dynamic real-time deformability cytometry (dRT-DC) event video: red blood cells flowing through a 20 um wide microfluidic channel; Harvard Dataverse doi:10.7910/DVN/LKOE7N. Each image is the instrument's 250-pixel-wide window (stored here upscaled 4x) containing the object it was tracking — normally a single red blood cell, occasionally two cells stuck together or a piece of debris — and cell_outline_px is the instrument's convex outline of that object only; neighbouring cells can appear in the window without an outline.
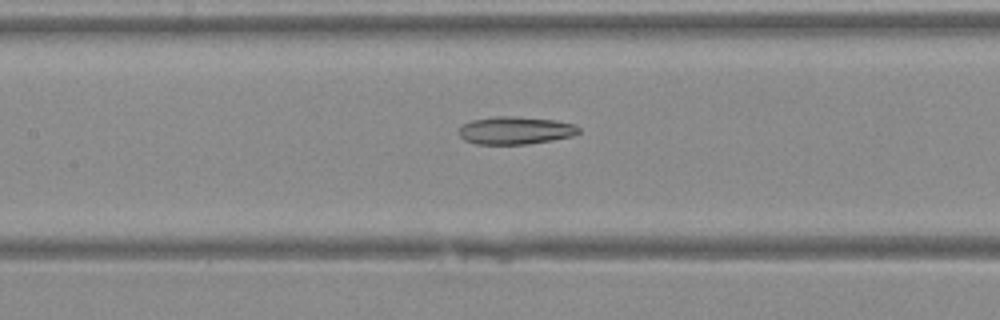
{"species": "Egyptian fruit bat (a non-hibernating species)", "species_latin": "Rousettus aegyptiacus", "temperature_condition": "warm", "stored_images_in_passage": 35, "camera_frame_rate_fps": 3000, "um_per_image_px": 0.085, "animal": {"sex": "female"}, "frame": {"image": 1, "passage_image": 13, "time_ms": 4.0, "image_size_px": [1000, 320], "cell_outline_px": [[580, 132], [572, 136], [552, 140], [524, 144], [476, 144], [464, 140], [456, 132], [460, 124], [472, 120], [496, 116], [516, 116], [556, 120], [572, 124], [580, 128]], "centroid_in_image_um": [43.74, 11.08], "position_along_channel_um": 163.7, "area_um2": 19.54}}
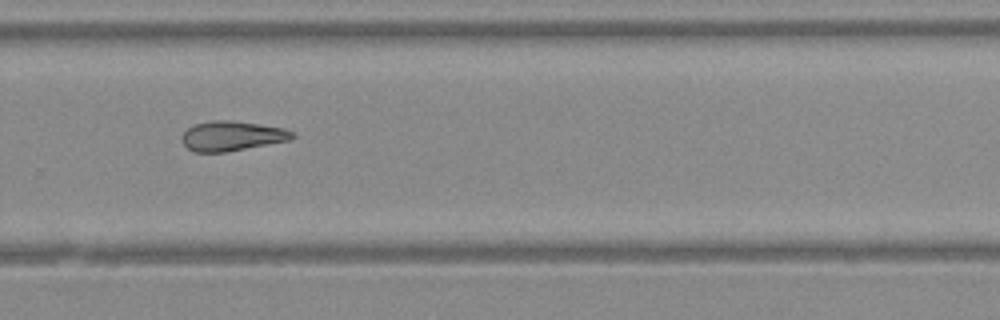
{"frame": {"image": 2, "passage_image": 22, "time_ms": 7.0, "image_size_px": [1000, 320], "cell_outline_px": [[296, 136], [288, 140], [228, 152], [192, 152], [184, 144], [180, 136], [192, 124], [212, 120], [232, 120], [284, 128], [292, 132]], "centroid_in_image_um": [19.66, 11.55], "position_along_channel_um": 310.1, "area_um2": 19.19}}
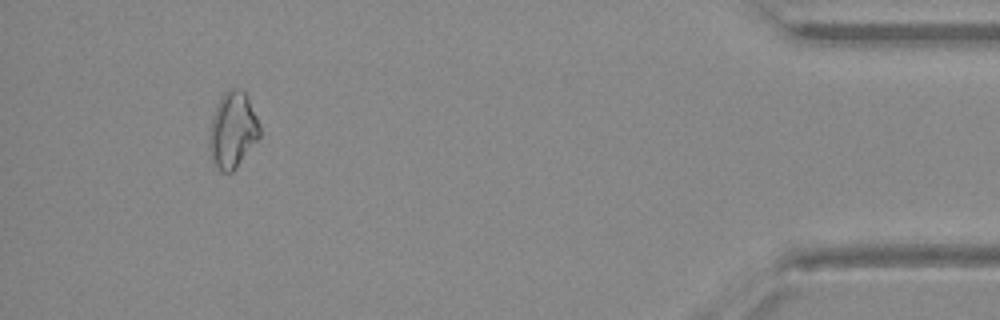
{"frame": {"image": 3, "passage_image": 32, "time_ms": 10.333, "image_size_px": [1000, 320], "cell_outline_px": [[260, 136], [236, 168], [232, 172], [220, 172], [212, 160], [208, 148], [208, 136], [212, 116], [224, 92], [232, 88], [240, 88], [244, 92], [260, 124]], "centroid_in_image_um": [19.75, 11.09], "position_along_channel_um": 415.4, "area_um2": 22.2}}